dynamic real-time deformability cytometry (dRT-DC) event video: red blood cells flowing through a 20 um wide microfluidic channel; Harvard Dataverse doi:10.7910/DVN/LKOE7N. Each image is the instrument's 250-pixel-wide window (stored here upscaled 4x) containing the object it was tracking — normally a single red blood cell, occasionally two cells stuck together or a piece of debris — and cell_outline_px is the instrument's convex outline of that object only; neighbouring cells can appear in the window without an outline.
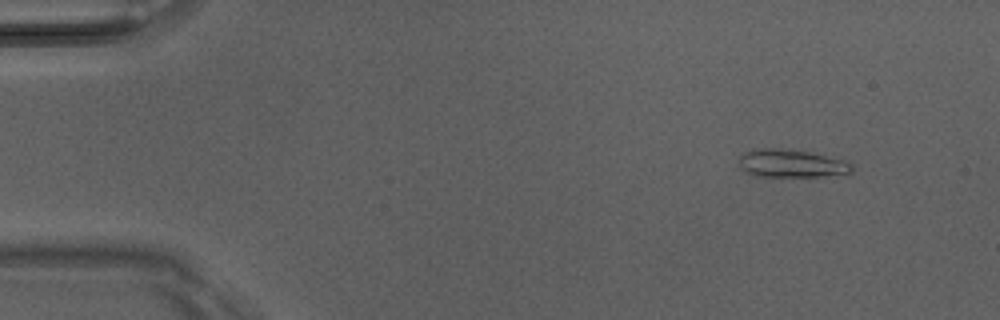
{"species": "Egyptian fruit bat (a non-hibernating species)", "species_latin": "Rousettus aegyptiacus", "temperature_condition": "room temperature", "stored_images_in_passage": 3, "camera_frame_rate_fps": 3000, "um_per_image_px": 0.085, "animal": {"sex": "male"}, "frame": {"image": 1, "passage_image": 1, "time_ms": 0.0, "image_size_px": [1000, 320], "cell_outline_px": [[852, 172], [848, 176], [756, 176], [748, 172], [740, 164], [740, 156], [744, 152], [756, 148], [776, 148], [808, 152], [844, 160], [852, 164]], "centroid_in_image_um": [67.35, 13.9], "position_along_channel_um": 17.7, "area_um2": 18.32}}